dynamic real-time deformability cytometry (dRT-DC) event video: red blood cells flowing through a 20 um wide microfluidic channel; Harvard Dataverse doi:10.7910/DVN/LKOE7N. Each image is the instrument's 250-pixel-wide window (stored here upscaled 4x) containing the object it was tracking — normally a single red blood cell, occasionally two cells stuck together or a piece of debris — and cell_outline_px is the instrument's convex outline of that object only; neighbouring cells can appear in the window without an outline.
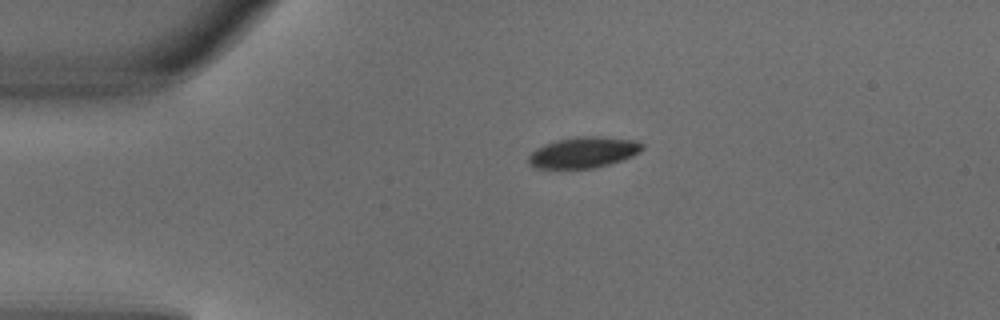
{"species": "common noctule bat (a hibernating species)", "species_latin": "Nyctalus noctula", "temperature_condition": "warm", "stored_images_in_passage": 2, "camera_frame_rate_fps": 3000, "um_per_image_px": 0.085, "animal": {"sex": "male", "body_mass_g": 18.8}, "frame": {"image": 1, "passage_image": 1, "time_ms": 0.0, "image_size_px": [1000, 320], "cell_outline_px": [[644, 148], [640, 152], [632, 156], [596, 168], [536, 168], [528, 164], [528, 156], [536, 148], [544, 144], [556, 140], [576, 136], [600, 136], [632, 140], [644, 144]], "centroid_in_image_um": [49.57, 12.95], "position_along_channel_um": 35.4, "area_um2": 20.52}}
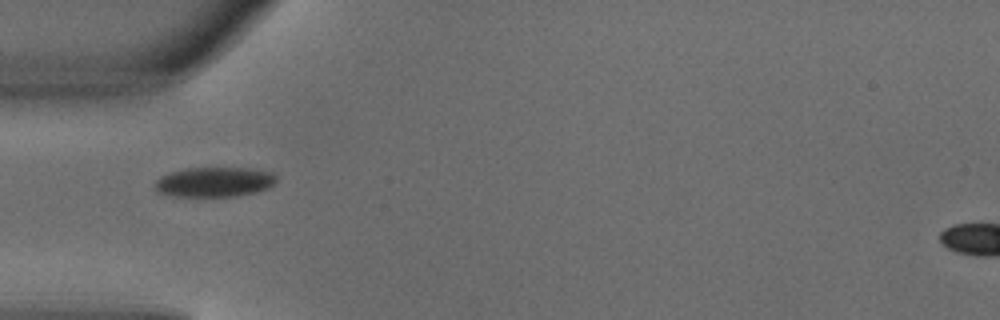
{"frame": {"image": 2, "passage_image": 2, "time_ms": 0.333, "image_size_px": [1000, 320], "cell_outline_px": [[276, 180], [268, 188], [256, 192], [236, 196], [172, 196], [156, 192], [152, 184], [160, 176], [168, 172], [184, 168], [248, 168], [272, 172], [276, 176]], "centroid_in_image_um": [18.15, 15.46], "position_along_channel_um": 66.9, "area_um2": 21.33}}